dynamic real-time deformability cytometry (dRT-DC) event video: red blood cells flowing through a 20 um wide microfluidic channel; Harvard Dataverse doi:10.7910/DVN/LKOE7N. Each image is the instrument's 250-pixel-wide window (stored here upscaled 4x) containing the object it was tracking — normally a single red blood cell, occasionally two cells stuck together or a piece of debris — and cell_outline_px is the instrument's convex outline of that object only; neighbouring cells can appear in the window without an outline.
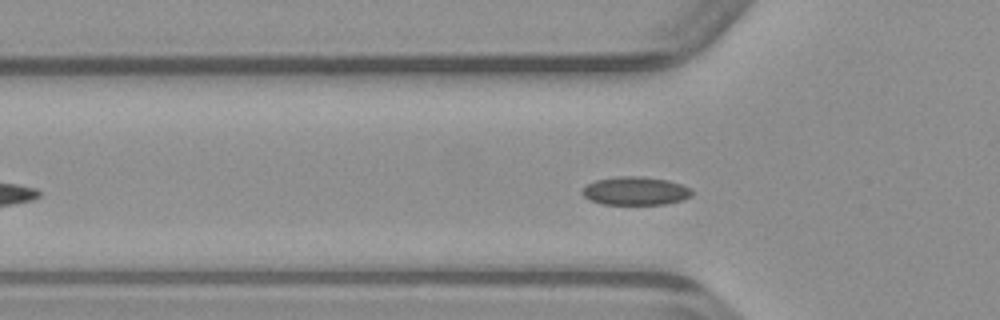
{"species": "common noctule bat (a hibernating species)", "species_latin": "Nyctalus noctula", "temperature_condition": "warm", "stored_images_in_passage": 43, "camera_frame_rate_fps": 3000, "um_per_image_px": 0.085, "animal": {"sex": "male", "body_mass_g": 23.1, "forearm_length_mm": 52.7}, "frame": {"image": 1, "passage_image": 12, "time_ms": 3.667, "image_size_px": [1000, 320], "cell_outline_px": [[692, 196], [680, 200], [664, 204], [604, 204], [588, 200], [580, 192], [588, 184], [596, 180], [620, 176], [640, 176], [668, 180], [692, 188]], "centroid_in_image_um": [54.01, 16.23], "position_along_channel_um": 71.8, "area_um2": 18.03}}
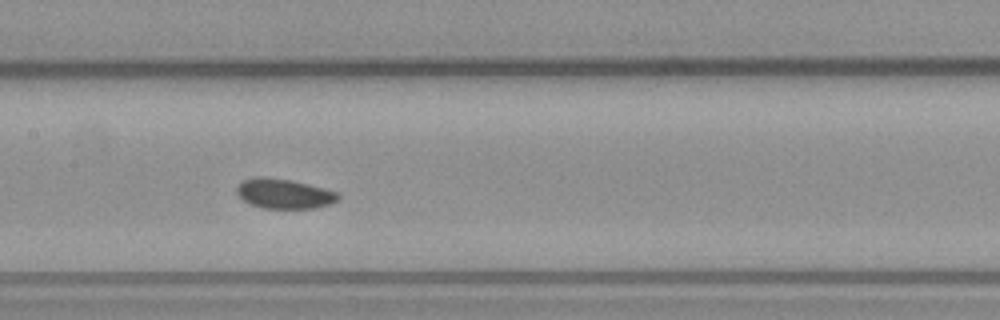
{"frame": {"image": 2, "passage_image": 20, "time_ms": 6.333, "image_size_px": [1000, 320], "cell_outline_px": [[340, 200], [316, 208], [264, 208], [252, 204], [244, 200], [236, 192], [236, 188], [244, 180], [256, 176], [264, 176], [292, 180], [340, 192]], "centroid_in_image_um": [24.19, 16.45], "position_along_channel_um": 183.2, "area_um2": 17.63}}
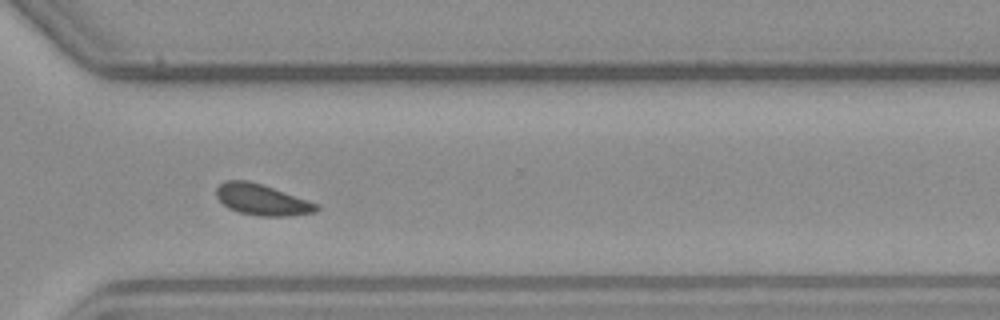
{"frame": {"image": 3, "passage_image": 32, "time_ms": 10.333, "image_size_px": [1000, 320], "cell_outline_px": [[320, 208], [316, 212], [292, 216], [260, 216], [240, 212], [228, 208], [216, 196], [216, 188], [220, 184], [228, 180], [248, 180], [320, 204]], "centroid_in_image_um": [22.3, 16.99], "position_along_channel_um": 348.3, "area_um2": 17.98}}